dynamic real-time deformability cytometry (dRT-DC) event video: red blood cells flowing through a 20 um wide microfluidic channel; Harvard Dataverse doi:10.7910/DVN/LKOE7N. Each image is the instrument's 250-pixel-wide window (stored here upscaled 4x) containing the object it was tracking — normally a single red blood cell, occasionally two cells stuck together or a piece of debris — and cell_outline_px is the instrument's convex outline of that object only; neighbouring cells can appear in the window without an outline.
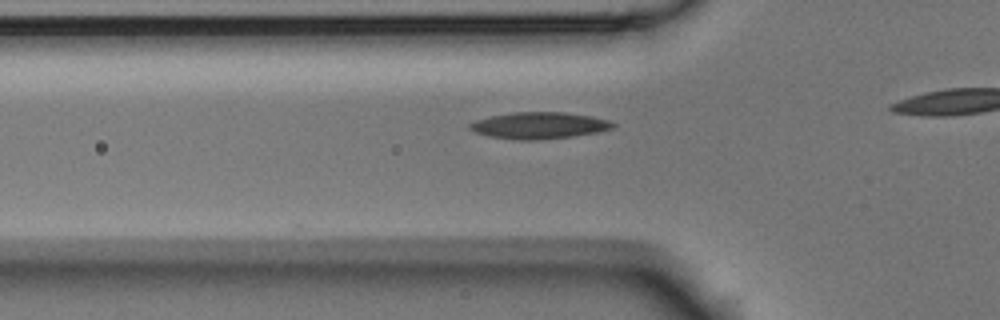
{"species": "Egyptian fruit bat (a non-hibernating species)", "species_latin": "Rousettus aegyptiacus", "temperature_condition": "room temperature", "stored_images_in_passage": 5, "camera_frame_rate_fps": 3000, "um_per_image_px": 0.085, "animal": {"sex": "male"}, "frame": {"image": 1, "passage_image": 3, "time_ms": 0.667, "image_size_px": [1000, 320], "cell_outline_px": [[616, 124], [612, 128], [596, 132], [572, 136], [536, 140], [516, 140], [488, 136], [476, 132], [468, 128], [468, 124], [476, 120], [492, 116], [516, 112], [564, 112], [592, 116], [608, 120]], "centroid_in_image_um": [45.81, 10.66], "position_along_channel_um": 80.0, "area_um2": 22.02}}
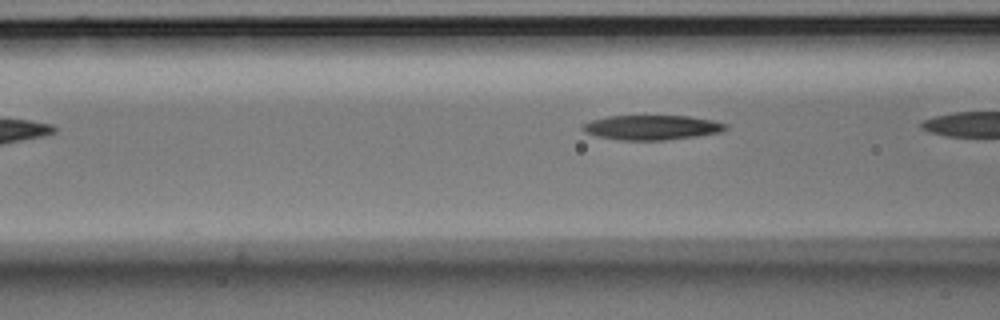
{"frame": {"image": 2, "passage_image": 5, "time_ms": 1.333, "image_size_px": [1000, 320], "cell_outline_px": [[728, 128], [720, 132], [696, 136], [664, 140], [620, 140], [596, 136], [584, 132], [580, 128], [580, 124], [592, 120], [608, 116], [688, 116], [712, 120], [728, 124]], "centroid_in_image_um": [55.36, 10.83], "position_along_channel_um": 111.2, "area_um2": 20.63}}